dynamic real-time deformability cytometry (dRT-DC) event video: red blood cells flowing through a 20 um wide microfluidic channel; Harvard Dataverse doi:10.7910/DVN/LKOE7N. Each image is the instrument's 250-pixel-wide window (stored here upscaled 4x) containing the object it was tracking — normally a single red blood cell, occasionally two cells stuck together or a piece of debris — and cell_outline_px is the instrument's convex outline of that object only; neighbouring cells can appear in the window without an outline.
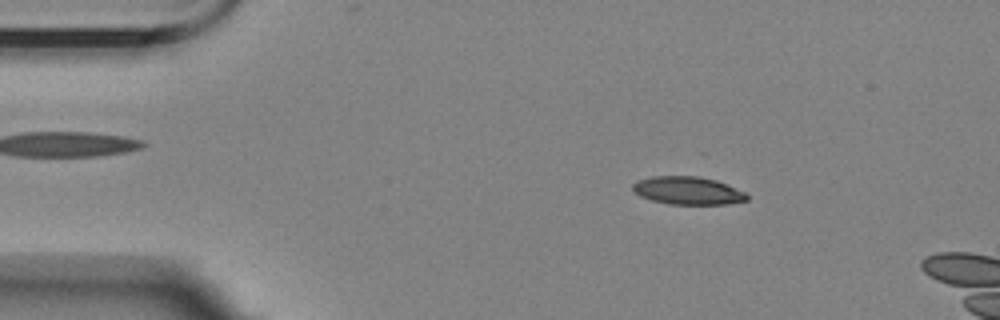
{"species": "Egyptian fruit bat (a non-hibernating species)", "species_latin": "Rousettus aegyptiacus", "temperature_condition": "room temperature", "stored_images_in_passage": 4, "camera_frame_rate_fps": 3000, "um_per_image_px": 0.085, "animal": {"sex": "female"}, "frame": {"image": 1, "passage_image": 2, "time_ms": 1.333, "image_size_px": [1000, 320], "cell_outline_px": [[748, 200], [728, 204], [668, 204], [652, 200], [640, 196], [632, 188], [632, 184], [636, 180], [652, 176], [696, 176], [716, 180], [744, 192], [748, 196]], "centroid_in_image_um": [58.44, 16.2], "position_along_channel_um": 26.6, "area_um2": 18.5}}